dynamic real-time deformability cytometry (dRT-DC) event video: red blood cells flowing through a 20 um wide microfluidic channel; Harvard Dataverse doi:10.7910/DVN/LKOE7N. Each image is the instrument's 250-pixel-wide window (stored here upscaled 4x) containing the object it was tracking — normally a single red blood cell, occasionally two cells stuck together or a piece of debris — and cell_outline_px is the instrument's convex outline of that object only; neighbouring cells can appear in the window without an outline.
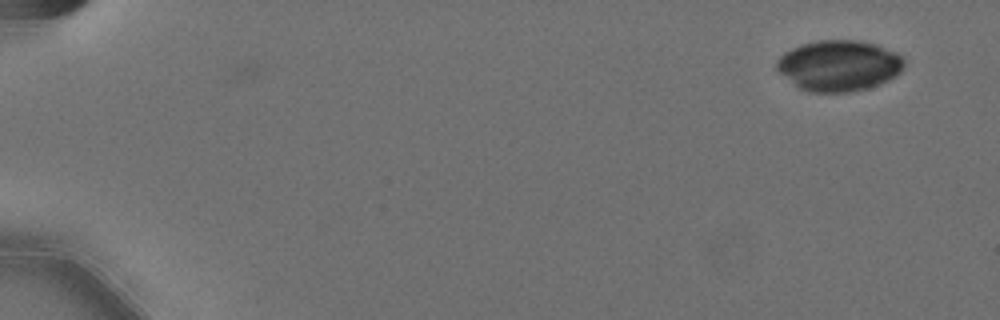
{"species": "Egyptian fruit bat (a non-hibernating species)", "species_latin": "Rousettus aegyptiacus", "temperature_condition": "cold", "stored_images_in_passage": 3, "camera_frame_rate_fps": 3000, "um_per_image_px": 0.085, "animal": {"sex": "female"}, "frame": {"image": 1, "passage_image": 3, "time_ms": 0.667, "image_size_px": [1000, 320], "cell_outline_px": [[904, 68], [896, 76], [888, 80], [864, 88], [848, 92], [812, 92], [800, 88], [780, 72], [776, 68], [776, 60], [784, 52], [792, 48], [804, 44], [820, 40], [860, 40], [876, 44], [896, 52], [904, 56]], "centroid_in_image_um": [71.34, 5.56], "position_along_channel_um": 13.7, "area_um2": 37.51}}